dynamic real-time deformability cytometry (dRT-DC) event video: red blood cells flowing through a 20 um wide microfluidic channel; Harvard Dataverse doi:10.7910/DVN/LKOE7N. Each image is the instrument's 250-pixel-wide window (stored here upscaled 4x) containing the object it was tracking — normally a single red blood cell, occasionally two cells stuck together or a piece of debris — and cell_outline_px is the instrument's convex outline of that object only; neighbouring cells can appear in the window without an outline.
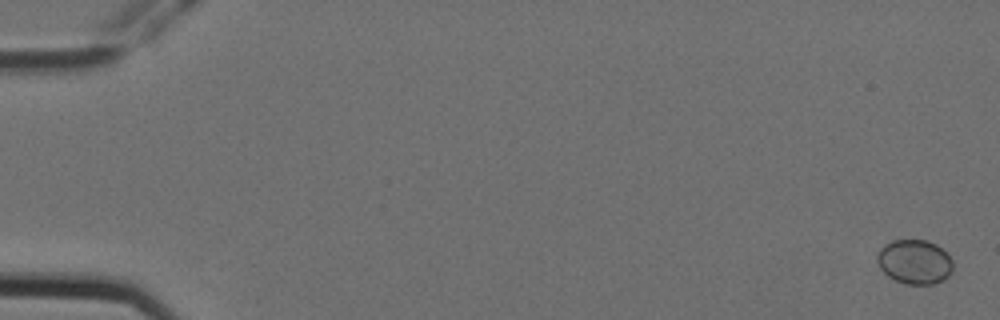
{"species": "Egyptian fruit bat (a non-hibernating species)", "species_latin": "Rousettus aegyptiacus", "temperature_condition": "cold", "stored_images_in_passage": 6, "camera_frame_rate_fps": 3000, "um_per_image_px": 0.085, "animal": {"sex": "female"}, "frame": {"image": 1, "passage_image": 1, "time_ms": 0.0, "image_size_px": [1000, 320], "cell_outline_px": [[952, 272], [944, 280], [932, 284], [904, 284], [888, 276], [880, 268], [876, 260], [876, 256], [880, 248], [884, 244], [892, 240], [928, 240], [936, 244], [948, 252], [952, 260]], "centroid_in_image_um": [77.75, 22.24], "position_along_channel_um": 7.3, "area_um2": 19.88}}